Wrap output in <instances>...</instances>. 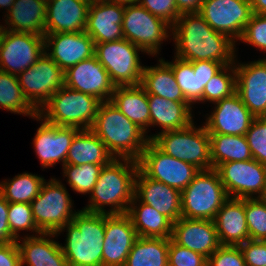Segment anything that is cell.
I'll use <instances>...</instances> for the list:
<instances>
[{"label": "cell", "mask_w": 266, "mask_h": 266, "mask_svg": "<svg viewBox=\"0 0 266 266\" xmlns=\"http://www.w3.org/2000/svg\"><path fill=\"white\" fill-rule=\"evenodd\" d=\"M137 238V232L126 213L105 214L103 266H124Z\"/></svg>", "instance_id": "17"}, {"label": "cell", "mask_w": 266, "mask_h": 266, "mask_svg": "<svg viewBox=\"0 0 266 266\" xmlns=\"http://www.w3.org/2000/svg\"><path fill=\"white\" fill-rule=\"evenodd\" d=\"M161 151L169 156L194 165L199 170L212 169L210 135L205 126L196 128L192 122L179 130L148 136Z\"/></svg>", "instance_id": "7"}, {"label": "cell", "mask_w": 266, "mask_h": 266, "mask_svg": "<svg viewBox=\"0 0 266 266\" xmlns=\"http://www.w3.org/2000/svg\"><path fill=\"white\" fill-rule=\"evenodd\" d=\"M232 66V67H231ZM232 72V75L230 72ZM236 92V69L235 65H225L213 76L204 87L202 98L199 101L218 102Z\"/></svg>", "instance_id": "39"}, {"label": "cell", "mask_w": 266, "mask_h": 266, "mask_svg": "<svg viewBox=\"0 0 266 266\" xmlns=\"http://www.w3.org/2000/svg\"><path fill=\"white\" fill-rule=\"evenodd\" d=\"M64 74V70L44 53L37 62L17 77L25 98L39 112L64 85Z\"/></svg>", "instance_id": "12"}, {"label": "cell", "mask_w": 266, "mask_h": 266, "mask_svg": "<svg viewBox=\"0 0 266 266\" xmlns=\"http://www.w3.org/2000/svg\"><path fill=\"white\" fill-rule=\"evenodd\" d=\"M5 28L4 26L0 25V46H1V41L4 35Z\"/></svg>", "instance_id": "56"}, {"label": "cell", "mask_w": 266, "mask_h": 266, "mask_svg": "<svg viewBox=\"0 0 266 266\" xmlns=\"http://www.w3.org/2000/svg\"><path fill=\"white\" fill-rule=\"evenodd\" d=\"M0 108L32 118L38 115L25 98L18 77L3 71H0Z\"/></svg>", "instance_id": "36"}, {"label": "cell", "mask_w": 266, "mask_h": 266, "mask_svg": "<svg viewBox=\"0 0 266 266\" xmlns=\"http://www.w3.org/2000/svg\"><path fill=\"white\" fill-rule=\"evenodd\" d=\"M30 204L34 222L42 233H57L77 213L71 209L72 200L66 188L54 178L43 183Z\"/></svg>", "instance_id": "9"}, {"label": "cell", "mask_w": 266, "mask_h": 266, "mask_svg": "<svg viewBox=\"0 0 266 266\" xmlns=\"http://www.w3.org/2000/svg\"><path fill=\"white\" fill-rule=\"evenodd\" d=\"M139 169L150 179L182 192L200 171L194 165L173 158L161 151L151 140L138 160Z\"/></svg>", "instance_id": "10"}, {"label": "cell", "mask_w": 266, "mask_h": 266, "mask_svg": "<svg viewBox=\"0 0 266 266\" xmlns=\"http://www.w3.org/2000/svg\"><path fill=\"white\" fill-rule=\"evenodd\" d=\"M171 239L206 258L221 246L214 220L181 217L173 223Z\"/></svg>", "instance_id": "22"}, {"label": "cell", "mask_w": 266, "mask_h": 266, "mask_svg": "<svg viewBox=\"0 0 266 266\" xmlns=\"http://www.w3.org/2000/svg\"><path fill=\"white\" fill-rule=\"evenodd\" d=\"M168 266H207V258L169 238Z\"/></svg>", "instance_id": "44"}, {"label": "cell", "mask_w": 266, "mask_h": 266, "mask_svg": "<svg viewBox=\"0 0 266 266\" xmlns=\"http://www.w3.org/2000/svg\"><path fill=\"white\" fill-rule=\"evenodd\" d=\"M137 201L139 205L135 206ZM126 214L130 217L138 237L171 238L173 222L152 206L142 203L135 195Z\"/></svg>", "instance_id": "32"}, {"label": "cell", "mask_w": 266, "mask_h": 266, "mask_svg": "<svg viewBox=\"0 0 266 266\" xmlns=\"http://www.w3.org/2000/svg\"><path fill=\"white\" fill-rule=\"evenodd\" d=\"M14 2L15 0H0V8L6 7L7 11L9 12Z\"/></svg>", "instance_id": "55"}, {"label": "cell", "mask_w": 266, "mask_h": 266, "mask_svg": "<svg viewBox=\"0 0 266 266\" xmlns=\"http://www.w3.org/2000/svg\"><path fill=\"white\" fill-rule=\"evenodd\" d=\"M0 266H21L17 241L0 245Z\"/></svg>", "instance_id": "51"}, {"label": "cell", "mask_w": 266, "mask_h": 266, "mask_svg": "<svg viewBox=\"0 0 266 266\" xmlns=\"http://www.w3.org/2000/svg\"><path fill=\"white\" fill-rule=\"evenodd\" d=\"M228 199L217 171L214 168L200 170L181 192V217L214 220Z\"/></svg>", "instance_id": "6"}, {"label": "cell", "mask_w": 266, "mask_h": 266, "mask_svg": "<svg viewBox=\"0 0 266 266\" xmlns=\"http://www.w3.org/2000/svg\"><path fill=\"white\" fill-rule=\"evenodd\" d=\"M209 135L212 168L215 169L219 164L226 162H240L253 159L245 135Z\"/></svg>", "instance_id": "34"}, {"label": "cell", "mask_w": 266, "mask_h": 266, "mask_svg": "<svg viewBox=\"0 0 266 266\" xmlns=\"http://www.w3.org/2000/svg\"><path fill=\"white\" fill-rule=\"evenodd\" d=\"M217 171L229 198H260L266 185V165L255 159L219 164ZM232 195V196H231Z\"/></svg>", "instance_id": "13"}, {"label": "cell", "mask_w": 266, "mask_h": 266, "mask_svg": "<svg viewBox=\"0 0 266 266\" xmlns=\"http://www.w3.org/2000/svg\"><path fill=\"white\" fill-rule=\"evenodd\" d=\"M91 130L114 158L138 161L149 139L145 132L120 112L111 101L101 103Z\"/></svg>", "instance_id": "3"}, {"label": "cell", "mask_w": 266, "mask_h": 266, "mask_svg": "<svg viewBox=\"0 0 266 266\" xmlns=\"http://www.w3.org/2000/svg\"><path fill=\"white\" fill-rule=\"evenodd\" d=\"M44 46L45 53L64 71L95 55V42L85 31L45 34Z\"/></svg>", "instance_id": "18"}, {"label": "cell", "mask_w": 266, "mask_h": 266, "mask_svg": "<svg viewBox=\"0 0 266 266\" xmlns=\"http://www.w3.org/2000/svg\"><path fill=\"white\" fill-rule=\"evenodd\" d=\"M171 29L175 57L190 62L212 60L224 66L236 63L235 41L213 30L199 12L181 14Z\"/></svg>", "instance_id": "1"}, {"label": "cell", "mask_w": 266, "mask_h": 266, "mask_svg": "<svg viewBox=\"0 0 266 266\" xmlns=\"http://www.w3.org/2000/svg\"><path fill=\"white\" fill-rule=\"evenodd\" d=\"M214 109L204 125L209 134L245 135L256 118L237 92L216 102Z\"/></svg>", "instance_id": "19"}, {"label": "cell", "mask_w": 266, "mask_h": 266, "mask_svg": "<svg viewBox=\"0 0 266 266\" xmlns=\"http://www.w3.org/2000/svg\"><path fill=\"white\" fill-rule=\"evenodd\" d=\"M224 65L212 60L195 61L193 62V70H198L200 78V87H205L208 81L215 76Z\"/></svg>", "instance_id": "49"}, {"label": "cell", "mask_w": 266, "mask_h": 266, "mask_svg": "<svg viewBox=\"0 0 266 266\" xmlns=\"http://www.w3.org/2000/svg\"><path fill=\"white\" fill-rule=\"evenodd\" d=\"M55 235L56 233H41L40 237L25 236L22 244L17 240L21 266L25 263L28 266H69L61 245L49 239Z\"/></svg>", "instance_id": "27"}, {"label": "cell", "mask_w": 266, "mask_h": 266, "mask_svg": "<svg viewBox=\"0 0 266 266\" xmlns=\"http://www.w3.org/2000/svg\"><path fill=\"white\" fill-rule=\"evenodd\" d=\"M134 195L173 223L181 218V192L147 177L140 169L135 176Z\"/></svg>", "instance_id": "24"}, {"label": "cell", "mask_w": 266, "mask_h": 266, "mask_svg": "<svg viewBox=\"0 0 266 266\" xmlns=\"http://www.w3.org/2000/svg\"><path fill=\"white\" fill-rule=\"evenodd\" d=\"M104 165L83 164L64 165L63 173L68 178L69 186L81 194L91 193Z\"/></svg>", "instance_id": "40"}, {"label": "cell", "mask_w": 266, "mask_h": 266, "mask_svg": "<svg viewBox=\"0 0 266 266\" xmlns=\"http://www.w3.org/2000/svg\"><path fill=\"white\" fill-rule=\"evenodd\" d=\"M169 238L138 237L124 266H168Z\"/></svg>", "instance_id": "35"}, {"label": "cell", "mask_w": 266, "mask_h": 266, "mask_svg": "<svg viewBox=\"0 0 266 266\" xmlns=\"http://www.w3.org/2000/svg\"><path fill=\"white\" fill-rule=\"evenodd\" d=\"M124 11V5L106 0H92L89 5L85 32L95 43L123 39Z\"/></svg>", "instance_id": "21"}, {"label": "cell", "mask_w": 266, "mask_h": 266, "mask_svg": "<svg viewBox=\"0 0 266 266\" xmlns=\"http://www.w3.org/2000/svg\"><path fill=\"white\" fill-rule=\"evenodd\" d=\"M246 266H265L266 265V241L247 240L239 245Z\"/></svg>", "instance_id": "48"}, {"label": "cell", "mask_w": 266, "mask_h": 266, "mask_svg": "<svg viewBox=\"0 0 266 266\" xmlns=\"http://www.w3.org/2000/svg\"><path fill=\"white\" fill-rule=\"evenodd\" d=\"M174 62H167L185 99L192 105L198 102L203 95L204 88L200 87L198 70H193V62L175 57Z\"/></svg>", "instance_id": "38"}, {"label": "cell", "mask_w": 266, "mask_h": 266, "mask_svg": "<svg viewBox=\"0 0 266 266\" xmlns=\"http://www.w3.org/2000/svg\"><path fill=\"white\" fill-rule=\"evenodd\" d=\"M64 72V85L68 88L94 96L102 102L110 101L116 86L95 55Z\"/></svg>", "instance_id": "16"}, {"label": "cell", "mask_w": 266, "mask_h": 266, "mask_svg": "<svg viewBox=\"0 0 266 266\" xmlns=\"http://www.w3.org/2000/svg\"><path fill=\"white\" fill-rule=\"evenodd\" d=\"M91 0H47L45 34L86 29Z\"/></svg>", "instance_id": "25"}, {"label": "cell", "mask_w": 266, "mask_h": 266, "mask_svg": "<svg viewBox=\"0 0 266 266\" xmlns=\"http://www.w3.org/2000/svg\"><path fill=\"white\" fill-rule=\"evenodd\" d=\"M110 101L145 134L150 126V107L146 90L141 86H116Z\"/></svg>", "instance_id": "31"}, {"label": "cell", "mask_w": 266, "mask_h": 266, "mask_svg": "<svg viewBox=\"0 0 266 266\" xmlns=\"http://www.w3.org/2000/svg\"><path fill=\"white\" fill-rule=\"evenodd\" d=\"M8 208L9 203L5 200L3 193L0 191V245L17 241L11 234L8 224Z\"/></svg>", "instance_id": "50"}, {"label": "cell", "mask_w": 266, "mask_h": 266, "mask_svg": "<svg viewBox=\"0 0 266 266\" xmlns=\"http://www.w3.org/2000/svg\"><path fill=\"white\" fill-rule=\"evenodd\" d=\"M113 159L106 145L91 129H80L71 142L65 165H107Z\"/></svg>", "instance_id": "30"}, {"label": "cell", "mask_w": 266, "mask_h": 266, "mask_svg": "<svg viewBox=\"0 0 266 266\" xmlns=\"http://www.w3.org/2000/svg\"><path fill=\"white\" fill-rule=\"evenodd\" d=\"M102 101L63 85L40 109L35 119L57 125L91 129ZM44 114V115H43Z\"/></svg>", "instance_id": "5"}, {"label": "cell", "mask_w": 266, "mask_h": 266, "mask_svg": "<svg viewBox=\"0 0 266 266\" xmlns=\"http://www.w3.org/2000/svg\"><path fill=\"white\" fill-rule=\"evenodd\" d=\"M67 228L65 246H61L69 266H103L102 247L105 236V214L78 210Z\"/></svg>", "instance_id": "4"}, {"label": "cell", "mask_w": 266, "mask_h": 266, "mask_svg": "<svg viewBox=\"0 0 266 266\" xmlns=\"http://www.w3.org/2000/svg\"><path fill=\"white\" fill-rule=\"evenodd\" d=\"M43 121L33 139L36 155L43 168L51 167L59 161H62L64 166L71 142L80 129Z\"/></svg>", "instance_id": "23"}, {"label": "cell", "mask_w": 266, "mask_h": 266, "mask_svg": "<svg viewBox=\"0 0 266 266\" xmlns=\"http://www.w3.org/2000/svg\"><path fill=\"white\" fill-rule=\"evenodd\" d=\"M245 136L253 159L266 165V117L255 118Z\"/></svg>", "instance_id": "43"}, {"label": "cell", "mask_w": 266, "mask_h": 266, "mask_svg": "<svg viewBox=\"0 0 266 266\" xmlns=\"http://www.w3.org/2000/svg\"><path fill=\"white\" fill-rule=\"evenodd\" d=\"M214 223L221 245L239 246L249 240L245 199L229 198L218 210Z\"/></svg>", "instance_id": "26"}, {"label": "cell", "mask_w": 266, "mask_h": 266, "mask_svg": "<svg viewBox=\"0 0 266 266\" xmlns=\"http://www.w3.org/2000/svg\"><path fill=\"white\" fill-rule=\"evenodd\" d=\"M236 92L256 117H266V59L235 64Z\"/></svg>", "instance_id": "20"}, {"label": "cell", "mask_w": 266, "mask_h": 266, "mask_svg": "<svg viewBox=\"0 0 266 266\" xmlns=\"http://www.w3.org/2000/svg\"><path fill=\"white\" fill-rule=\"evenodd\" d=\"M8 224L11 234L19 240L20 230L35 231L39 235L42 233L36 226L30 203H9Z\"/></svg>", "instance_id": "42"}, {"label": "cell", "mask_w": 266, "mask_h": 266, "mask_svg": "<svg viewBox=\"0 0 266 266\" xmlns=\"http://www.w3.org/2000/svg\"><path fill=\"white\" fill-rule=\"evenodd\" d=\"M199 13L216 32L239 40L253 11L247 0H204Z\"/></svg>", "instance_id": "15"}, {"label": "cell", "mask_w": 266, "mask_h": 266, "mask_svg": "<svg viewBox=\"0 0 266 266\" xmlns=\"http://www.w3.org/2000/svg\"><path fill=\"white\" fill-rule=\"evenodd\" d=\"M266 203V185L263 195L260 197Z\"/></svg>", "instance_id": "57"}, {"label": "cell", "mask_w": 266, "mask_h": 266, "mask_svg": "<svg viewBox=\"0 0 266 266\" xmlns=\"http://www.w3.org/2000/svg\"><path fill=\"white\" fill-rule=\"evenodd\" d=\"M148 95L150 126L159 125L161 132L179 130L192 122L191 104L188 101H173L153 94Z\"/></svg>", "instance_id": "28"}, {"label": "cell", "mask_w": 266, "mask_h": 266, "mask_svg": "<svg viewBox=\"0 0 266 266\" xmlns=\"http://www.w3.org/2000/svg\"><path fill=\"white\" fill-rule=\"evenodd\" d=\"M44 53V36L5 29L0 46V71L18 76Z\"/></svg>", "instance_id": "14"}, {"label": "cell", "mask_w": 266, "mask_h": 266, "mask_svg": "<svg viewBox=\"0 0 266 266\" xmlns=\"http://www.w3.org/2000/svg\"><path fill=\"white\" fill-rule=\"evenodd\" d=\"M155 67H144L141 86L147 94L173 101H187L173 74L170 65L163 59Z\"/></svg>", "instance_id": "33"}, {"label": "cell", "mask_w": 266, "mask_h": 266, "mask_svg": "<svg viewBox=\"0 0 266 266\" xmlns=\"http://www.w3.org/2000/svg\"><path fill=\"white\" fill-rule=\"evenodd\" d=\"M46 9L47 0H15L5 16L9 27L4 28L13 32L45 36Z\"/></svg>", "instance_id": "29"}, {"label": "cell", "mask_w": 266, "mask_h": 266, "mask_svg": "<svg viewBox=\"0 0 266 266\" xmlns=\"http://www.w3.org/2000/svg\"><path fill=\"white\" fill-rule=\"evenodd\" d=\"M44 182V178L25 172L9 182H1L0 191L8 203H31L40 193Z\"/></svg>", "instance_id": "37"}, {"label": "cell", "mask_w": 266, "mask_h": 266, "mask_svg": "<svg viewBox=\"0 0 266 266\" xmlns=\"http://www.w3.org/2000/svg\"><path fill=\"white\" fill-rule=\"evenodd\" d=\"M106 1L114 2L124 6L138 3V0H106Z\"/></svg>", "instance_id": "54"}, {"label": "cell", "mask_w": 266, "mask_h": 266, "mask_svg": "<svg viewBox=\"0 0 266 266\" xmlns=\"http://www.w3.org/2000/svg\"><path fill=\"white\" fill-rule=\"evenodd\" d=\"M204 0H175L180 14L199 12Z\"/></svg>", "instance_id": "52"}, {"label": "cell", "mask_w": 266, "mask_h": 266, "mask_svg": "<svg viewBox=\"0 0 266 266\" xmlns=\"http://www.w3.org/2000/svg\"><path fill=\"white\" fill-rule=\"evenodd\" d=\"M139 51L145 52L125 38L95 43V56L115 86L141 85L145 66L140 64Z\"/></svg>", "instance_id": "8"}, {"label": "cell", "mask_w": 266, "mask_h": 266, "mask_svg": "<svg viewBox=\"0 0 266 266\" xmlns=\"http://www.w3.org/2000/svg\"><path fill=\"white\" fill-rule=\"evenodd\" d=\"M207 266H246L239 246L221 245L208 258Z\"/></svg>", "instance_id": "46"}, {"label": "cell", "mask_w": 266, "mask_h": 266, "mask_svg": "<svg viewBox=\"0 0 266 266\" xmlns=\"http://www.w3.org/2000/svg\"><path fill=\"white\" fill-rule=\"evenodd\" d=\"M239 40L266 51V15L253 13Z\"/></svg>", "instance_id": "45"}, {"label": "cell", "mask_w": 266, "mask_h": 266, "mask_svg": "<svg viewBox=\"0 0 266 266\" xmlns=\"http://www.w3.org/2000/svg\"><path fill=\"white\" fill-rule=\"evenodd\" d=\"M138 4L171 26L181 15L177 10L175 0H138Z\"/></svg>", "instance_id": "47"}, {"label": "cell", "mask_w": 266, "mask_h": 266, "mask_svg": "<svg viewBox=\"0 0 266 266\" xmlns=\"http://www.w3.org/2000/svg\"><path fill=\"white\" fill-rule=\"evenodd\" d=\"M122 28L125 39L148 54L156 55L169 36L167 29L172 27L137 3L125 6Z\"/></svg>", "instance_id": "11"}, {"label": "cell", "mask_w": 266, "mask_h": 266, "mask_svg": "<svg viewBox=\"0 0 266 266\" xmlns=\"http://www.w3.org/2000/svg\"><path fill=\"white\" fill-rule=\"evenodd\" d=\"M245 215L249 240L266 241V203L256 196L245 198Z\"/></svg>", "instance_id": "41"}, {"label": "cell", "mask_w": 266, "mask_h": 266, "mask_svg": "<svg viewBox=\"0 0 266 266\" xmlns=\"http://www.w3.org/2000/svg\"><path fill=\"white\" fill-rule=\"evenodd\" d=\"M122 162L120 158H114L104 165L91 192L90 204L83 210L101 214L127 213L134 197L135 176L139 164L129 158H122ZM104 205L112 208L106 211Z\"/></svg>", "instance_id": "2"}, {"label": "cell", "mask_w": 266, "mask_h": 266, "mask_svg": "<svg viewBox=\"0 0 266 266\" xmlns=\"http://www.w3.org/2000/svg\"><path fill=\"white\" fill-rule=\"evenodd\" d=\"M252 11L258 15H266V0H251Z\"/></svg>", "instance_id": "53"}]
</instances>
